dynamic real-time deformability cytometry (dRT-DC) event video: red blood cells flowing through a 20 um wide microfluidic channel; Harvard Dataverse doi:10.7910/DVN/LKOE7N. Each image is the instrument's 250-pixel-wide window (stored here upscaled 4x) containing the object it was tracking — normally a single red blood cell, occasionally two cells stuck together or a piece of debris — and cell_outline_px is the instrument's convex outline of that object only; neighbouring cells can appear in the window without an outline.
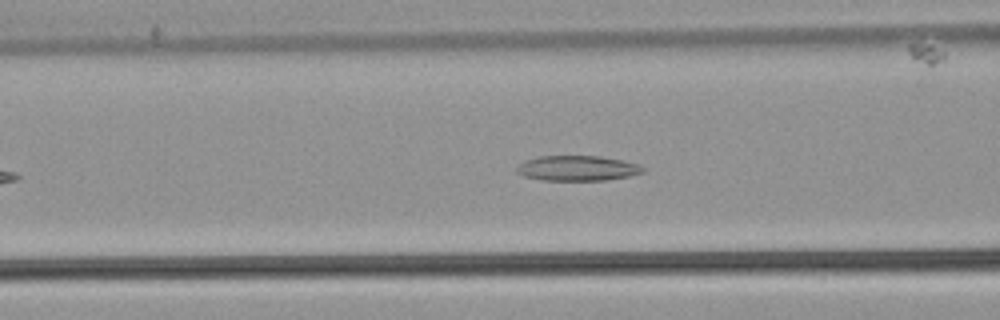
{"species": "common noctule bat (a hibernating species)", "species_latin": "Nyctalus noctula", "temperature_condition": "warm", "stored_images_in_passage": 37, "camera_frame_rate_fps": 3000, "um_per_image_px": 0.085, "animal": {"sex": "male", "body_mass_g": 21.5, "forearm_length_mm": 52.0}, "frame": {"image": 1, "passage_image": 13, "time_ms": 4.0, "image_size_px": [1000, 320], "cell_outline_px": [[644, 172], [628, 176], [608, 180], [540, 180], [524, 176], [516, 172], [516, 168], [524, 160], [540, 156], [600, 156], [640, 164], [644, 168]], "centroid_in_image_um": [49.07, 14.3], "position_along_channel_um": 117.5, "area_um2": 18.5}}
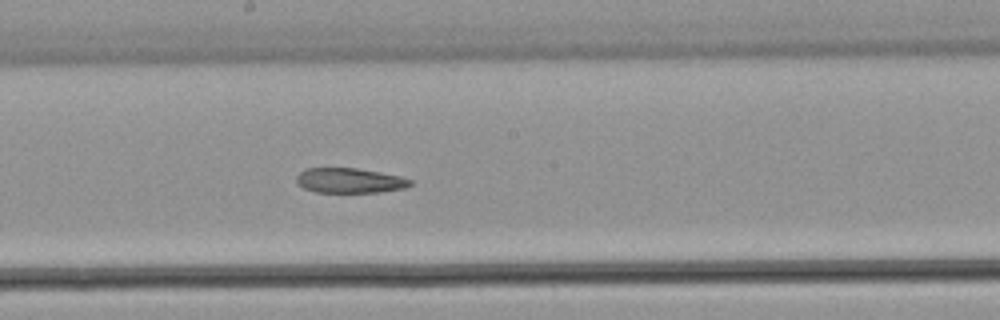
{"frame": {"image": 2, "passage_image": 21, "time_ms": 6.667, "image_size_px": [1000, 320], "cell_outline_px": [[412, 184], [404, 188], [380, 192], [316, 192], [304, 188], [296, 184], [296, 176], [304, 168], [356, 168], [380, 172], [400, 176], [412, 180]], "centroid_in_image_um": [29.69, 15.34], "position_along_channel_um": 218.5, "area_um2": 16.59}}
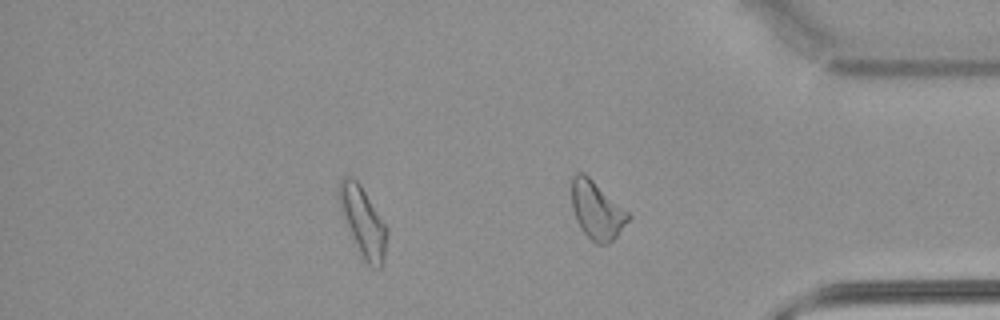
{"frame": {"image": 3, "passage_image": 35, "time_ms": 11.333, "image_size_px": [1000, 320], "cell_outline_px": [[388, 232], [384, 256], [380, 268], [372, 268], [364, 260], [352, 236], [340, 208], [336, 196], [340, 180], [344, 176], [352, 176], [360, 184], [388, 228]], "centroid_in_image_um": [30.84, 18.8], "position_along_channel_um": 404.4, "area_um2": 19.13}}